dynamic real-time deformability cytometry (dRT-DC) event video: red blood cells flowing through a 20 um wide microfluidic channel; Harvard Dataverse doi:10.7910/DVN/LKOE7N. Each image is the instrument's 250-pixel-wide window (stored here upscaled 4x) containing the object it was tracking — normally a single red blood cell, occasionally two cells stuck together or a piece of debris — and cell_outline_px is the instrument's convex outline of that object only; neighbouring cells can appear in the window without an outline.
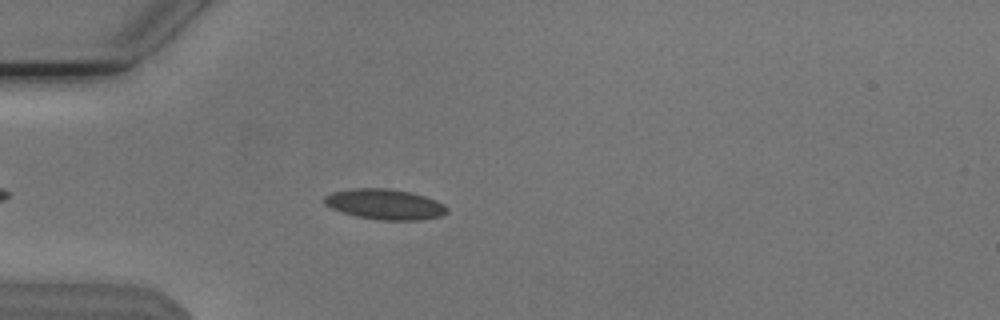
{"species": "Egyptian fruit bat (a non-hibernating species)", "species_latin": "Rousettus aegyptiacus", "temperature_condition": "cold", "stored_images_in_passage": 42, "camera_frame_rate_fps": 3000, "um_per_image_px": 0.085, "animal": {"sex": "male"}, "frame": {"image": 1, "passage_image": 7, "time_ms": 2.0, "image_size_px": [1000, 320], "cell_outline_px": [[448, 212], [440, 216], [420, 220], [380, 220], [356, 216], [340, 212], [324, 204], [324, 196], [332, 192], [352, 188], [388, 188], [412, 192], [436, 200], [444, 204], [448, 208]], "centroid_in_image_um": [32.71, 17.36], "position_along_channel_um": 52.3, "area_um2": 21.91}}
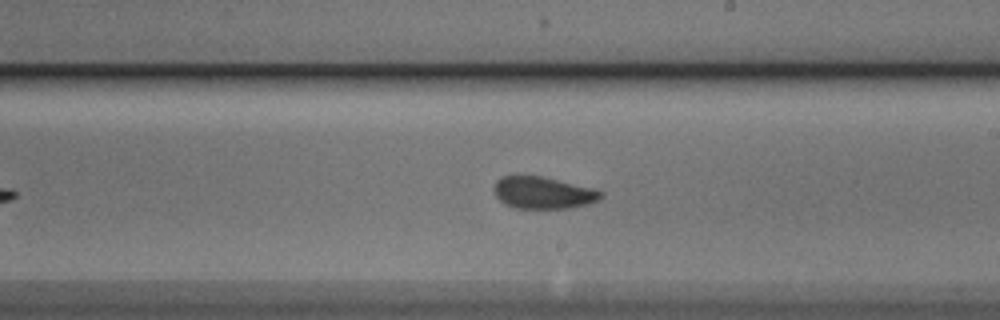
{"frame": {"image": 2, "passage_image": 23, "time_ms": 7.333, "image_size_px": [1000, 320], "cell_outline_px": [[604, 196], [600, 200], [588, 204], [572, 208], [516, 208], [504, 204], [496, 196], [492, 188], [496, 180], [500, 176], [544, 176], [592, 188], [604, 192]], "centroid_in_image_um": [46.17, 16.38], "position_along_channel_um": 242.8, "area_um2": 20.17}}
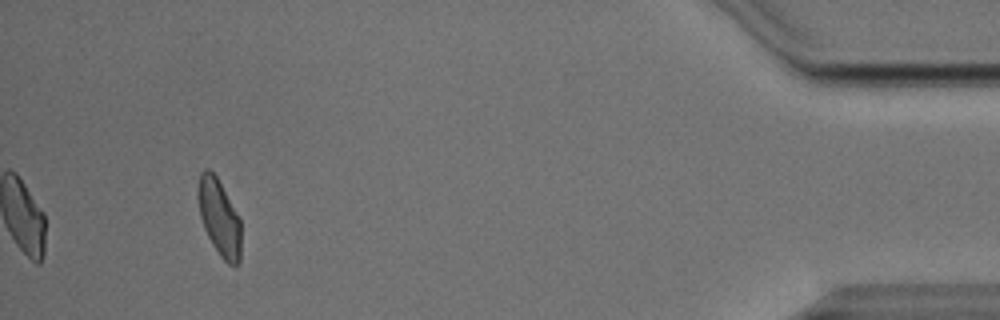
{"frame": {"image": 3, "passage_image": 42, "time_ms": 13.667, "image_size_px": [1000, 320], "cell_outline_px": [[240, 260], [236, 264], [228, 264], [220, 256], [212, 244], [204, 228], [200, 216], [196, 196], [196, 192], [200, 172], [204, 168], [208, 168], [216, 176], [240, 216]], "centroid_in_image_um": [18.61, 18.44], "position_along_channel_um": 416.6, "area_um2": 19.36}, "authors_computed_cell_mechanics": {"area_um2": 20.3167, "velocity_mm_per_s": 3.7952, "shape_relaxation_time_tau1_ms": 6.7732, "shape_relaxation_time_tau2_ms": 1.5961, "deformation_change_tau1": 0.1339, "deformation_change_tau2": 0.0676}}